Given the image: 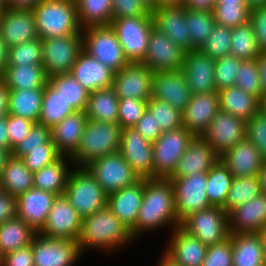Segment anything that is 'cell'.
<instances>
[{
    "label": "cell",
    "mask_w": 266,
    "mask_h": 266,
    "mask_svg": "<svg viewBox=\"0 0 266 266\" xmlns=\"http://www.w3.org/2000/svg\"><path fill=\"white\" fill-rule=\"evenodd\" d=\"M168 224L175 229L181 226L176 215L174 189L170 179H144V194L132 238L143 231H153Z\"/></svg>",
    "instance_id": "1"
},
{
    "label": "cell",
    "mask_w": 266,
    "mask_h": 266,
    "mask_svg": "<svg viewBox=\"0 0 266 266\" xmlns=\"http://www.w3.org/2000/svg\"><path fill=\"white\" fill-rule=\"evenodd\" d=\"M130 241L133 242L130 232L107 206L82 218L78 238L81 253L89 247L109 251Z\"/></svg>",
    "instance_id": "2"
},
{
    "label": "cell",
    "mask_w": 266,
    "mask_h": 266,
    "mask_svg": "<svg viewBox=\"0 0 266 266\" xmlns=\"http://www.w3.org/2000/svg\"><path fill=\"white\" fill-rule=\"evenodd\" d=\"M32 11L41 39L82 34L75 0H41Z\"/></svg>",
    "instance_id": "3"
},
{
    "label": "cell",
    "mask_w": 266,
    "mask_h": 266,
    "mask_svg": "<svg viewBox=\"0 0 266 266\" xmlns=\"http://www.w3.org/2000/svg\"><path fill=\"white\" fill-rule=\"evenodd\" d=\"M122 127L118 123L99 122L88 119L76 154L71 164L86 168L105 155L118 152Z\"/></svg>",
    "instance_id": "4"
},
{
    "label": "cell",
    "mask_w": 266,
    "mask_h": 266,
    "mask_svg": "<svg viewBox=\"0 0 266 266\" xmlns=\"http://www.w3.org/2000/svg\"><path fill=\"white\" fill-rule=\"evenodd\" d=\"M64 194L82 218L107 206L108 195L87 168L70 172Z\"/></svg>",
    "instance_id": "5"
},
{
    "label": "cell",
    "mask_w": 266,
    "mask_h": 266,
    "mask_svg": "<svg viewBox=\"0 0 266 266\" xmlns=\"http://www.w3.org/2000/svg\"><path fill=\"white\" fill-rule=\"evenodd\" d=\"M82 36L83 50L115 73L129 63L111 25L84 28Z\"/></svg>",
    "instance_id": "6"
},
{
    "label": "cell",
    "mask_w": 266,
    "mask_h": 266,
    "mask_svg": "<svg viewBox=\"0 0 266 266\" xmlns=\"http://www.w3.org/2000/svg\"><path fill=\"white\" fill-rule=\"evenodd\" d=\"M119 43L129 62H142L146 56L149 37L155 27L153 16L112 19Z\"/></svg>",
    "instance_id": "7"
},
{
    "label": "cell",
    "mask_w": 266,
    "mask_h": 266,
    "mask_svg": "<svg viewBox=\"0 0 266 266\" xmlns=\"http://www.w3.org/2000/svg\"><path fill=\"white\" fill-rule=\"evenodd\" d=\"M194 135L184 126L163 132L153 144L154 179H169Z\"/></svg>",
    "instance_id": "8"
},
{
    "label": "cell",
    "mask_w": 266,
    "mask_h": 266,
    "mask_svg": "<svg viewBox=\"0 0 266 266\" xmlns=\"http://www.w3.org/2000/svg\"><path fill=\"white\" fill-rule=\"evenodd\" d=\"M181 227L206 246L221 243L230 237L228 213L220 206L191 213Z\"/></svg>",
    "instance_id": "9"
},
{
    "label": "cell",
    "mask_w": 266,
    "mask_h": 266,
    "mask_svg": "<svg viewBox=\"0 0 266 266\" xmlns=\"http://www.w3.org/2000/svg\"><path fill=\"white\" fill-rule=\"evenodd\" d=\"M86 168L107 195L141 180L119 151L93 161Z\"/></svg>",
    "instance_id": "10"
},
{
    "label": "cell",
    "mask_w": 266,
    "mask_h": 266,
    "mask_svg": "<svg viewBox=\"0 0 266 266\" xmlns=\"http://www.w3.org/2000/svg\"><path fill=\"white\" fill-rule=\"evenodd\" d=\"M42 65L48 77L70 73L79 53L83 50L82 34L41 39Z\"/></svg>",
    "instance_id": "11"
},
{
    "label": "cell",
    "mask_w": 266,
    "mask_h": 266,
    "mask_svg": "<svg viewBox=\"0 0 266 266\" xmlns=\"http://www.w3.org/2000/svg\"><path fill=\"white\" fill-rule=\"evenodd\" d=\"M169 179L174 189L176 215L180 222L191 213L212 206L206 194L207 172H197L187 177Z\"/></svg>",
    "instance_id": "12"
},
{
    "label": "cell",
    "mask_w": 266,
    "mask_h": 266,
    "mask_svg": "<svg viewBox=\"0 0 266 266\" xmlns=\"http://www.w3.org/2000/svg\"><path fill=\"white\" fill-rule=\"evenodd\" d=\"M31 244L34 266H72L82 255L78 240L48 238L37 233Z\"/></svg>",
    "instance_id": "13"
},
{
    "label": "cell",
    "mask_w": 266,
    "mask_h": 266,
    "mask_svg": "<svg viewBox=\"0 0 266 266\" xmlns=\"http://www.w3.org/2000/svg\"><path fill=\"white\" fill-rule=\"evenodd\" d=\"M81 229L82 217L63 194L53 201L46 224L38 233L48 238L78 240Z\"/></svg>",
    "instance_id": "14"
},
{
    "label": "cell",
    "mask_w": 266,
    "mask_h": 266,
    "mask_svg": "<svg viewBox=\"0 0 266 266\" xmlns=\"http://www.w3.org/2000/svg\"><path fill=\"white\" fill-rule=\"evenodd\" d=\"M140 179H154L153 144L132 128H122L118 150Z\"/></svg>",
    "instance_id": "15"
},
{
    "label": "cell",
    "mask_w": 266,
    "mask_h": 266,
    "mask_svg": "<svg viewBox=\"0 0 266 266\" xmlns=\"http://www.w3.org/2000/svg\"><path fill=\"white\" fill-rule=\"evenodd\" d=\"M152 72L142 62H129L114 74L112 88L118 99L149 100L152 95Z\"/></svg>",
    "instance_id": "16"
},
{
    "label": "cell",
    "mask_w": 266,
    "mask_h": 266,
    "mask_svg": "<svg viewBox=\"0 0 266 266\" xmlns=\"http://www.w3.org/2000/svg\"><path fill=\"white\" fill-rule=\"evenodd\" d=\"M246 122L219 110L201 135L214 151L222 156L236 143L246 138Z\"/></svg>",
    "instance_id": "17"
},
{
    "label": "cell",
    "mask_w": 266,
    "mask_h": 266,
    "mask_svg": "<svg viewBox=\"0 0 266 266\" xmlns=\"http://www.w3.org/2000/svg\"><path fill=\"white\" fill-rule=\"evenodd\" d=\"M186 51L154 27L142 61L152 72L182 69Z\"/></svg>",
    "instance_id": "18"
},
{
    "label": "cell",
    "mask_w": 266,
    "mask_h": 266,
    "mask_svg": "<svg viewBox=\"0 0 266 266\" xmlns=\"http://www.w3.org/2000/svg\"><path fill=\"white\" fill-rule=\"evenodd\" d=\"M151 97L164 101L183 112L191 97L183 70L154 72Z\"/></svg>",
    "instance_id": "19"
},
{
    "label": "cell",
    "mask_w": 266,
    "mask_h": 266,
    "mask_svg": "<svg viewBox=\"0 0 266 266\" xmlns=\"http://www.w3.org/2000/svg\"><path fill=\"white\" fill-rule=\"evenodd\" d=\"M0 35L8 48L39 38L32 9L5 8L0 16Z\"/></svg>",
    "instance_id": "20"
},
{
    "label": "cell",
    "mask_w": 266,
    "mask_h": 266,
    "mask_svg": "<svg viewBox=\"0 0 266 266\" xmlns=\"http://www.w3.org/2000/svg\"><path fill=\"white\" fill-rule=\"evenodd\" d=\"M184 6H161L152 10L155 27L186 52L195 50L191 43Z\"/></svg>",
    "instance_id": "21"
},
{
    "label": "cell",
    "mask_w": 266,
    "mask_h": 266,
    "mask_svg": "<svg viewBox=\"0 0 266 266\" xmlns=\"http://www.w3.org/2000/svg\"><path fill=\"white\" fill-rule=\"evenodd\" d=\"M220 110L218 92L191 94L182 112L183 126L194 136H201Z\"/></svg>",
    "instance_id": "22"
},
{
    "label": "cell",
    "mask_w": 266,
    "mask_h": 266,
    "mask_svg": "<svg viewBox=\"0 0 266 266\" xmlns=\"http://www.w3.org/2000/svg\"><path fill=\"white\" fill-rule=\"evenodd\" d=\"M215 60L201 50L185 53L182 70L185 74L191 94L215 92Z\"/></svg>",
    "instance_id": "23"
},
{
    "label": "cell",
    "mask_w": 266,
    "mask_h": 266,
    "mask_svg": "<svg viewBox=\"0 0 266 266\" xmlns=\"http://www.w3.org/2000/svg\"><path fill=\"white\" fill-rule=\"evenodd\" d=\"M219 160L220 156L202 136H194L170 178H182L197 172H208Z\"/></svg>",
    "instance_id": "24"
},
{
    "label": "cell",
    "mask_w": 266,
    "mask_h": 266,
    "mask_svg": "<svg viewBox=\"0 0 266 266\" xmlns=\"http://www.w3.org/2000/svg\"><path fill=\"white\" fill-rule=\"evenodd\" d=\"M56 194L31 188L17 197V216L23 219L36 232L46 224Z\"/></svg>",
    "instance_id": "25"
},
{
    "label": "cell",
    "mask_w": 266,
    "mask_h": 266,
    "mask_svg": "<svg viewBox=\"0 0 266 266\" xmlns=\"http://www.w3.org/2000/svg\"><path fill=\"white\" fill-rule=\"evenodd\" d=\"M144 194V179L107 196V207L131 232L137 222Z\"/></svg>",
    "instance_id": "26"
},
{
    "label": "cell",
    "mask_w": 266,
    "mask_h": 266,
    "mask_svg": "<svg viewBox=\"0 0 266 266\" xmlns=\"http://www.w3.org/2000/svg\"><path fill=\"white\" fill-rule=\"evenodd\" d=\"M165 255L179 266H201L208 249L199 239L195 238L181 226L172 229Z\"/></svg>",
    "instance_id": "27"
},
{
    "label": "cell",
    "mask_w": 266,
    "mask_h": 266,
    "mask_svg": "<svg viewBox=\"0 0 266 266\" xmlns=\"http://www.w3.org/2000/svg\"><path fill=\"white\" fill-rule=\"evenodd\" d=\"M230 233H258L266 226V194L260 193L228 213Z\"/></svg>",
    "instance_id": "28"
},
{
    "label": "cell",
    "mask_w": 266,
    "mask_h": 266,
    "mask_svg": "<svg viewBox=\"0 0 266 266\" xmlns=\"http://www.w3.org/2000/svg\"><path fill=\"white\" fill-rule=\"evenodd\" d=\"M71 73L90 92L112 87L115 74L84 50L79 53Z\"/></svg>",
    "instance_id": "29"
},
{
    "label": "cell",
    "mask_w": 266,
    "mask_h": 266,
    "mask_svg": "<svg viewBox=\"0 0 266 266\" xmlns=\"http://www.w3.org/2000/svg\"><path fill=\"white\" fill-rule=\"evenodd\" d=\"M220 159L233 177L258 176L263 162L258 149L246 138L227 150Z\"/></svg>",
    "instance_id": "30"
},
{
    "label": "cell",
    "mask_w": 266,
    "mask_h": 266,
    "mask_svg": "<svg viewBox=\"0 0 266 266\" xmlns=\"http://www.w3.org/2000/svg\"><path fill=\"white\" fill-rule=\"evenodd\" d=\"M87 120L85 112L76 111L51 129L52 141L61 156L72 158L76 154Z\"/></svg>",
    "instance_id": "31"
},
{
    "label": "cell",
    "mask_w": 266,
    "mask_h": 266,
    "mask_svg": "<svg viewBox=\"0 0 266 266\" xmlns=\"http://www.w3.org/2000/svg\"><path fill=\"white\" fill-rule=\"evenodd\" d=\"M232 266H265L261 241L257 233H230Z\"/></svg>",
    "instance_id": "32"
},
{
    "label": "cell",
    "mask_w": 266,
    "mask_h": 266,
    "mask_svg": "<svg viewBox=\"0 0 266 266\" xmlns=\"http://www.w3.org/2000/svg\"><path fill=\"white\" fill-rule=\"evenodd\" d=\"M220 110L247 122L259 111V99L234 86L218 91Z\"/></svg>",
    "instance_id": "33"
},
{
    "label": "cell",
    "mask_w": 266,
    "mask_h": 266,
    "mask_svg": "<svg viewBox=\"0 0 266 266\" xmlns=\"http://www.w3.org/2000/svg\"><path fill=\"white\" fill-rule=\"evenodd\" d=\"M0 78L8 89L15 90L42 88L48 82L43 65L7 66Z\"/></svg>",
    "instance_id": "34"
},
{
    "label": "cell",
    "mask_w": 266,
    "mask_h": 266,
    "mask_svg": "<svg viewBox=\"0 0 266 266\" xmlns=\"http://www.w3.org/2000/svg\"><path fill=\"white\" fill-rule=\"evenodd\" d=\"M69 161H72L70 157L61 156L52 164L33 173L34 188L53 192L56 195H63L71 172V169L69 171L67 168L69 167L67 164L70 165L67 163Z\"/></svg>",
    "instance_id": "35"
},
{
    "label": "cell",
    "mask_w": 266,
    "mask_h": 266,
    "mask_svg": "<svg viewBox=\"0 0 266 266\" xmlns=\"http://www.w3.org/2000/svg\"><path fill=\"white\" fill-rule=\"evenodd\" d=\"M37 233L19 216L4 221L0 224V252L5 256L31 244Z\"/></svg>",
    "instance_id": "36"
},
{
    "label": "cell",
    "mask_w": 266,
    "mask_h": 266,
    "mask_svg": "<svg viewBox=\"0 0 266 266\" xmlns=\"http://www.w3.org/2000/svg\"><path fill=\"white\" fill-rule=\"evenodd\" d=\"M0 176L3 190L16 198L34 187L33 173L25 166L22 158L13 154L8 158Z\"/></svg>",
    "instance_id": "37"
},
{
    "label": "cell",
    "mask_w": 266,
    "mask_h": 266,
    "mask_svg": "<svg viewBox=\"0 0 266 266\" xmlns=\"http://www.w3.org/2000/svg\"><path fill=\"white\" fill-rule=\"evenodd\" d=\"M118 104L112 87L96 90L90 92L85 114L93 121L118 123Z\"/></svg>",
    "instance_id": "38"
},
{
    "label": "cell",
    "mask_w": 266,
    "mask_h": 266,
    "mask_svg": "<svg viewBox=\"0 0 266 266\" xmlns=\"http://www.w3.org/2000/svg\"><path fill=\"white\" fill-rule=\"evenodd\" d=\"M43 94L44 87L27 90L9 89L8 114L38 123Z\"/></svg>",
    "instance_id": "39"
},
{
    "label": "cell",
    "mask_w": 266,
    "mask_h": 266,
    "mask_svg": "<svg viewBox=\"0 0 266 266\" xmlns=\"http://www.w3.org/2000/svg\"><path fill=\"white\" fill-rule=\"evenodd\" d=\"M47 83L55 90H58V94L70 104L75 111L85 112L90 91L84 88L71 72L48 77Z\"/></svg>",
    "instance_id": "40"
},
{
    "label": "cell",
    "mask_w": 266,
    "mask_h": 266,
    "mask_svg": "<svg viewBox=\"0 0 266 266\" xmlns=\"http://www.w3.org/2000/svg\"><path fill=\"white\" fill-rule=\"evenodd\" d=\"M76 112L48 83L44 87L38 124L53 128L66 116Z\"/></svg>",
    "instance_id": "41"
},
{
    "label": "cell",
    "mask_w": 266,
    "mask_h": 266,
    "mask_svg": "<svg viewBox=\"0 0 266 266\" xmlns=\"http://www.w3.org/2000/svg\"><path fill=\"white\" fill-rule=\"evenodd\" d=\"M82 29L106 26L112 22V0H75Z\"/></svg>",
    "instance_id": "42"
},
{
    "label": "cell",
    "mask_w": 266,
    "mask_h": 266,
    "mask_svg": "<svg viewBox=\"0 0 266 266\" xmlns=\"http://www.w3.org/2000/svg\"><path fill=\"white\" fill-rule=\"evenodd\" d=\"M233 178L221 159L207 172L206 194L212 206L225 205Z\"/></svg>",
    "instance_id": "43"
},
{
    "label": "cell",
    "mask_w": 266,
    "mask_h": 266,
    "mask_svg": "<svg viewBox=\"0 0 266 266\" xmlns=\"http://www.w3.org/2000/svg\"><path fill=\"white\" fill-rule=\"evenodd\" d=\"M260 52L250 21L231 28L230 55L241 60H251L257 58Z\"/></svg>",
    "instance_id": "44"
},
{
    "label": "cell",
    "mask_w": 266,
    "mask_h": 266,
    "mask_svg": "<svg viewBox=\"0 0 266 266\" xmlns=\"http://www.w3.org/2000/svg\"><path fill=\"white\" fill-rule=\"evenodd\" d=\"M12 154L22 158L25 166L32 173L40 171L44 166L52 164L61 157L52 138L41 147L14 148Z\"/></svg>",
    "instance_id": "45"
},
{
    "label": "cell",
    "mask_w": 266,
    "mask_h": 266,
    "mask_svg": "<svg viewBox=\"0 0 266 266\" xmlns=\"http://www.w3.org/2000/svg\"><path fill=\"white\" fill-rule=\"evenodd\" d=\"M260 193L258 176L234 177L223 208L229 213L233 208L250 201Z\"/></svg>",
    "instance_id": "46"
},
{
    "label": "cell",
    "mask_w": 266,
    "mask_h": 266,
    "mask_svg": "<svg viewBox=\"0 0 266 266\" xmlns=\"http://www.w3.org/2000/svg\"><path fill=\"white\" fill-rule=\"evenodd\" d=\"M191 37V43L199 49L209 38L215 26V19L213 12H204L187 9L185 13Z\"/></svg>",
    "instance_id": "47"
},
{
    "label": "cell",
    "mask_w": 266,
    "mask_h": 266,
    "mask_svg": "<svg viewBox=\"0 0 266 266\" xmlns=\"http://www.w3.org/2000/svg\"><path fill=\"white\" fill-rule=\"evenodd\" d=\"M250 11L247 3L216 4L213 14L216 24L234 28L250 21Z\"/></svg>",
    "instance_id": "48"
},
{
    "label": "cell",
    "mask_w": 266,
    "mask_h": 266,
    "mask_svg": "<svg viewBox=\"0 0 266 266\" xmlns=\"http://www.w3.org/2000/svg\"><path fill=\"white\" fill-rule=\"evenodd\" d=\"M17 65H42L40 37L9 48L7 66Z\"/></svg>",
    "instance_id": "49"
},
{
    "label": "cell",
    "mask_w": 266,
    "mask_h": 266,
    "mask_svg": "<svg viewBox=\"0 0 266 266\" xmlns=\"http://www.w3.org/2000/svg\"><path fill=\"white\" fill-rule=\"evenodd\" d=\"M147 108L154 113L156 126H159L162 132H167L183 126L182 112L177 110L174 106L151 97L147 101Z\"/></svg>",
    "instance_id": "50"
},
{
    "label": "cell",
    "mask_w": 266,
    "mask_h": 266,
    "mask_svg": "<svg viewBox=\"0 0 266 266\" xmlns=\"http://www.w3.org/2000/svg\"><path fill=\"white\" fill-rule=\"evenodd\" d=\"M231 28L215 24L207 41L199 48L214 60L230 55Z\"/></svg>",
    "instance_id": "51"
},
{
    "label": "cell",
    "mask_w": 266,
    "mask_h": 266,
    "mask_svg": "<svg viewBox=\"0 0 266 266\" xmlns=\"http://www.w3.org/2000/svg\"><path fill=\"white\" fill-rule=\"evenodd\" d=\"M241 59L233 55H227L215 60L214 80L216 91L236 86L238 69Z\"/></svg>",
    "instance_id": "52"
},
{
    "label": "cell",
    "mask_w": 266,
    "mask_h": 266,
    "mask_svg": "<svg viewBox=\"0 0 266 266\" xmlns=\"http://www.w3.org/2000/svg\"><path fill=\"white\" fill-rule=\"evenodd\" d=\"M259 78L257 58L251 60H241L237 74L236 86L260 99L262 90Z\"/></svg>",
    "instance_id": "53"
},
{
    "label": "cell",
    "mask_w": 266,
    "mask_h": 266,
    "mask_svg": "<svg viewBox=\"0 0 266 266\" xmlns=\"http://www.w3.org/2000/svg\"><path fill=\"white\" fill-rule=\"evenodd\" d=\"M147 109V100L119 99L118 124L122 128L134 127Z\"/></svg>",
    "instance_id": "54"
},
{
    "label": "cell",
    "mask_w": 266,
    "mask_h": 266,
    "mask_svg": "<svg viewBox=\"0 0 266 266\" xmlns=\"http://www.w3.org/2000/svg\"><path fill=\"white\" fill-rule=\"evenodd\" d=\"M246 139L258 149L266 161V113L258 111L246 122Z\"/></svg>",
    "instance_id": "55"
},
{
    "label": "cell",
    "mask_w": 266,
    "mask_h": 266,
    "mask_svg": "<svg viewBox=\"0 0 266 266\" xmlns=\"http://www.w3.org/2000/svg\"><path fill=\"white\" fill-rule=\"evenodd\" d=\"M153 16L152 10L141 0H112V19Z\"/></svg>",
    "instance_id": "56"
},
{
    "label": "cell",
    "mask_w": 266,
    "mask_h": 266,
    "mask_svg": "<svg viewBox=\"0 0 266 266\" xmlns=\"http://www.w3.org/2000/svg\"><path fill=\"white\" fill-rule=\"evenodd\" d=\"M201 266H232V240L208 246Z\"/></svg>",
    "instance_id": "57"
},
{
    "label": "cell",
    "mask_w": 266,
    "mask_h": 266,
    "mask_svg": "<svg viewBox=\"0 0 266 266\" xmlns=\"http://www.w3.org/2000/svg\"><path fill=\"white\" fill-rule=\"evenodd\" d=\"M34 124L29 119L7 114V130L11 151L25 139Z\"/></svg>",
    "instance_id": "58"
},
{
    "label": "cell",
    "mask_w": 266,
    "mask_h": 266,
    "mask_svg": "<svg viewBox=\"0 0 266 266\" xmlns=\"http://www.w3.org/2000/svg\"><path fill=\"white\" fill-rule=\"evenodd\" d=\"M250 22L260 51H266V4L251 8Z\"/></svg>",
    "instance_id": "59"
},
{
    "label": "cell",
    "mask_w": 266,
    "mask_h": 266,
    "mask_svg": "<svg viewBox=\"0 0 266 266\" xmlns=\"http://www.w3.org/2000/svg\"><path fill=\"white\" fill-rule=\"evenodd\" d=\"M52 138L51 128L35 123L25 139L15 148H36L41 147Z\"/></svg>",
    "instance_id": "60"
},
{
    "label": "cell",
    "mask_w": 266,
    "mask_h": 266,
    "mask_svg": "<svg viewBox=\"0 0 266 266\" xmlns=\"http://www.w3.org/2000/svg\"><path fill=\"white\" fill-rule=\"evenodd\" d=\"M134 128L142 137L152 143L163 133L159 126H156L154 113H152L148 108L138 120Z\"/></svg>",
    "instance_id": "61"
},
{
    "label": "cell",
    "mask_w": 266,
    "mask_h": 266,
    "mask_svg": "<svg viewBox=\"0 0 266 266\" xmlns=\"http://www.w3.org/2000/svg\"><path fill=\"white\" fill-rule=\"evenodd\" d=\"M3 266H34L32 244L6 254Z\"/></svg>",
    "instance_id": "62"
},
{
    "label": "cell",
    "mask_w": 266,
    "mask_h": 266,
    "mask_svg": "<svg viewBox=\"0 0 266 266\" xmlns=\"http://www.w3.org/2000/svg\"><path fill=\"white\" fill-rule=\"evenodd\" d=\"M17 216V198L7 191L0 192V224Z\"/></svg>",
    "instance_id": "63"
},
{
    "label": "cell",
    "mask_w": 266,
    "mask_h": 266,
    "mask_svg": "<svg viewBox=\"0 0 266 266\" xmlns=\"http://www.w3.org/2000/svg\"><path fill=\"white\" fill-rule=\"evenodd\" d=\"M216 0H184L183 6L187 9L213 12Z\"/></svg>",
    "instance_id": "64"
},
{
    "label": "cell",
    "mask_w": 266,
    "mask_h": 266,
    "mask_svg": "<svg viewBox=\"0 0 266 266\" xmlns=\"http://www.w3.org/2000/svg\"><path fill=\"white\" fill-rule=\"evenodd\" d=\"M9 109V89L0 78V117L8 114Z\"/></svg>",
    "instance_id": "65"
},
{
    "label": "cell",
    "mask_w": 266,
    "mask_h": 266,
    "mask_svg": "<svg viewBox=\"0 0 266 266\" xmlns=\"http://www.w3.org/2000/svg\"><path fill=\"white\" fill-rule=\"evenodd\" d=\"M258 69H259V79L261 83L262 93L266 92V51H261L257 57Z\"/></svg>",
    "instance_id": "66"
},
{
    "label": "cell",
    "mask_w": 266,
    "mask_h": 266,
    "mask_svg": "<svg viewBox=\"0 0 266 266\" xmlns=\"http://www.w3.org/2000/svg\"><path fill=\"white\" fill-rule=\"evenodd\" d=\"M41 0H4L6 8L32 9Z\"/></svg>",
    "instance_id": "67"
},
{
    "label": "cell",
    "mask_w": 266,
    "mask_h": 266,
    "mask_svg": "<svg viewBox=\"0 0 266 266\" xmlns=\"http://www.w3.org/2000/svg\"><path fill=\"white\" fill-rule=\"evenodd\" d=\"M0 146L10 150V140L7 130V115L0 117Z\"/></svg>",
    "instance_id": "68"
},
{
    "label": "cell",
    "mask_w": 266,
    "mask_h": 266,
    "mask_svg": "<svg viewBox=\"0 0 266 266\" xmlns=\"http://www.w3.org/2000/svg\"><path fill=\"white\" fill-rule=\"evenodd\" d=\"M8 50L9 48L6 46L0 35V77L3 75L8 61Z\"/></svg>",
    "instance_id": "69"
},
{
    "label": "cell",
    "mask_w": 266,
    "mask_h": 266,
    "mask_svg": "<svg viewBox=\"0 0 266 266\" xmlns=\"http://www.w3.org/2000/svg\"><path fill=\"white\" fill-rule=\"evenodd\" d=\"M261 193L266 194V161L262 162L259 174H258Z\"/></svg>",
    "instance_id": "70"
},
{
    "label": "cell",
    "mask_w": 266,
    "mask_h": 266,
    "mask_svg": "<svg viewBox=\"0 0 266 266\" xmlns=\"http://www.w3.org/2000/svg\"><path fill=\"white\" fill-rule=\"evenodd\" d=\"M12 155V151L0 146V174L5 167L8 158Z\"/></svg>",
    "instance_id": "71"
},
{
    "label": "cell",
    "mask_w": 266,
    "mask_h": 266,
    "mask_svg": "<svg viewBox=\"0 0 266 266\" xmlns=\"http://www.w3.org/2000/svg\"><path fill=\"white\" fill-rule=\"evenodd\" d=\"M257 234H258L259 239L261 241V246L263 249L264 259H265V263H266V226L261 228Z\"/></svg>",
    "instance_id": "72"
},
{
    "label": "cell",
    "mask_w": 266,
    "mask_h": 266,
    "mask_svg": "<svg viewBox=\"0 0 266 266\" xmlns=\"http://www.w3.org/2000/svg\"><path fill=\"white\" fill-rule=\"evenodd\" d=\"M184 0H158V7L161 6H183Z\"/></svg>",
    "instance_id": "73"
},
{
    "label": "cell",
    "mask_w": 266,
    "mask_h": 266,
    "mask_svg": "<svg viewBox=\"0 0 266 266\" xmlns=\"http://www.w3.org/2000/svg\"><path fill=\"white\" fill-rule=\"evenodd\" d=\"M160 260L159 266H179L177 263H174L170 258H168L164 253Z\"/></svg>",
    "instance_id": "74"
},
{
    "label": "cell",
    "mask_w": 266,
    "mask_h": 266,
    "mask_svg": "<svg viewBox=\"0 0 266 266\" xmlns=\"http://www.w3.org/2000/svg\"><path fill=\"white\" fill-rule=\"evenodd\" d=\"M247 3L246 0H216V4H237Z\"/></svg>",
    "instance_id": "75"
},
{
    "label": "cell",
    "mask_w": 266,
    "mask_h": 266,
    "mask_svg": "<svg viewBox=\"0 0 266 266\" xmlns=\"http://www.w3.org/2000/svg\"><path fill=\"white\" fill-rule=\"evenodd\" d=\"M246 2L251 8L266 4V0H246Z\"/></svg>",
    "instance_id": "76"
},
{
    "label": "cell",
    "mask_w": 266,
    "mask_h": 266,
    "mask_svg": "<svg viewBox=\"0 0 266 266\" xmlns=\"http://www.w3.org/2000/svg\"><path fill=\"white\" fill-rule=\"evenodd\" d=\"M146 4L151 10L155 9L158 7V0H141Z\"/></svg>",
    "instance_id": "77"
},
{
    "label": "cell",
    "mask_w": 266,
    "mask_h": 266,
    "mask_svg": "<svg viewBox=\"0 0 266 266\" xmlns=\"http://www.w3.org/2000/svg\"><path fill=\"white\" fill-rule=\"evenodd\" d=\"M259 108H266V92L261 94L259 99Z\"/></svg>",
    "instance_id": "78"
},
{
    "label": "cell",
    "mask_w": 266,
    "mask_h": 266,
    "mask_svg": "<svg viewBox=\"0 0 266 266\" xmlns=\"http://www.w3.org/2000/svg\"><path fill=\"white\" fill-rule=\"evenodd\" d=\"M4 0H0V16L3 14V11L5 9Z\"/></svg>",
    "instance_id": "79"
},
{
    "label": "cell",
    "mask_w": 266,
    "mask_h": 266,
    "mask_svg": "<svg viewBox=\"0 0 266 266\" xmlns=\"http://www.w3.org/2000/svg\"><path fill=\"white\" fill-rule=\"evenodd\" d=\"M4 255L0 252V266H3Z\"/></svg>",
    "instance_id": "80"
}]
</instances>
